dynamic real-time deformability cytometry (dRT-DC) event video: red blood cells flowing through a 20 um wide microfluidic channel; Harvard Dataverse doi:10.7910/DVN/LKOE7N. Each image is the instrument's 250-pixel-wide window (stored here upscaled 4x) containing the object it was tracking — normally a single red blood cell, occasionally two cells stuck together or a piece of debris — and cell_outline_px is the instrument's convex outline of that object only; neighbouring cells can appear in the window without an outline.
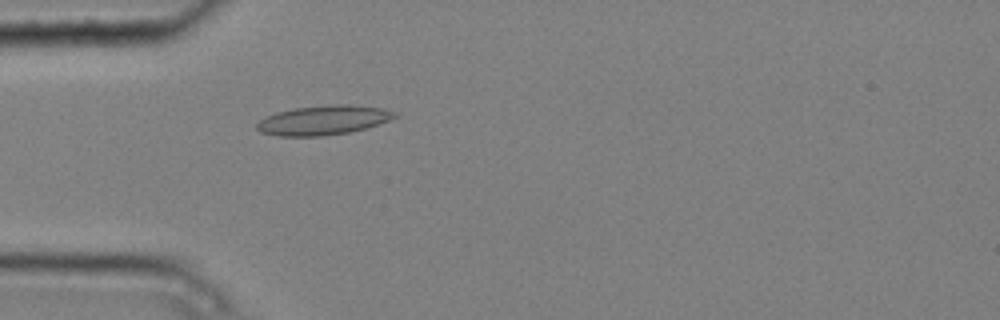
{"species": "common noctule bat (a hibernating species)", "species_latin": "Nyctalus noctula", "temperature_condition": "cold", "stored_images_in_passage": 4, "camera_frame_rate_fps": 3000, "um_per_image_px": 0.085, "animal": {"sex": "male", "body_mass_g": 20.4}, "frame": {"image": 1, "passage_image": 4, "time_ms": 1.0, "image_size_px": [1000, 320], "cell_outline_px": [[396, 116], [388, 120], [364, 128], [348, 132], [324, 136], [280, 136], [260, 132], [256, 128], [256, 124], [260, 120], [276, 112], [296, 108], [336, 104], [348, 104], [384, 108], [396, 112]], "centroid_in_image_um": [27.46, 10.21], "position_along_channel_um": 57.5, "area_um2": 23.35}}